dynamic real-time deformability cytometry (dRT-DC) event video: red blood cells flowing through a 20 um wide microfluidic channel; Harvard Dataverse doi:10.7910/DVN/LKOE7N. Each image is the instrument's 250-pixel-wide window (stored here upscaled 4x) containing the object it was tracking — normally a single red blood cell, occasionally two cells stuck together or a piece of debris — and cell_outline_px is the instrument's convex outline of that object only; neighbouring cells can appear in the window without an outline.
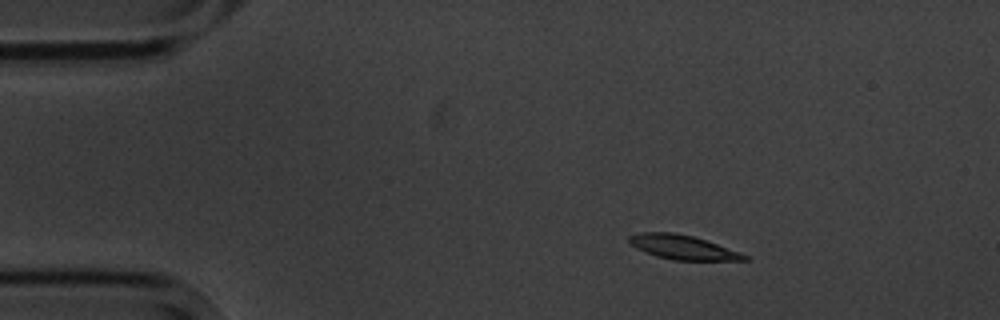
{"species": "common noctule bat (a hibernating species)", "species_latin": "Nyctalus noctula", "temperature_condition": "cold", "stored_images_in_passage": 4, "camera_frame_rate_fps": 3000, "um_per_image_px": 0.085, "animal": {"sex": "male", "body_mass_g": 20.1, "forearm_length_mm": 53.5}, "frame": {"image": 1, "passage_image": 2, "time_ms": 2.333, "image_size_px": [1000, 320], "cell_outline_px": [[752, 260], [672, 260], [656, 256], [636, 248], [628, 240], [628, 236], [640, 232], [672, 232], [692, 236], [740, 252], [748, 256]], "centroid_in_image_um": [58.02, 21.02], "position_along_channel_um": 27.0, "area_um2": 16.13}}